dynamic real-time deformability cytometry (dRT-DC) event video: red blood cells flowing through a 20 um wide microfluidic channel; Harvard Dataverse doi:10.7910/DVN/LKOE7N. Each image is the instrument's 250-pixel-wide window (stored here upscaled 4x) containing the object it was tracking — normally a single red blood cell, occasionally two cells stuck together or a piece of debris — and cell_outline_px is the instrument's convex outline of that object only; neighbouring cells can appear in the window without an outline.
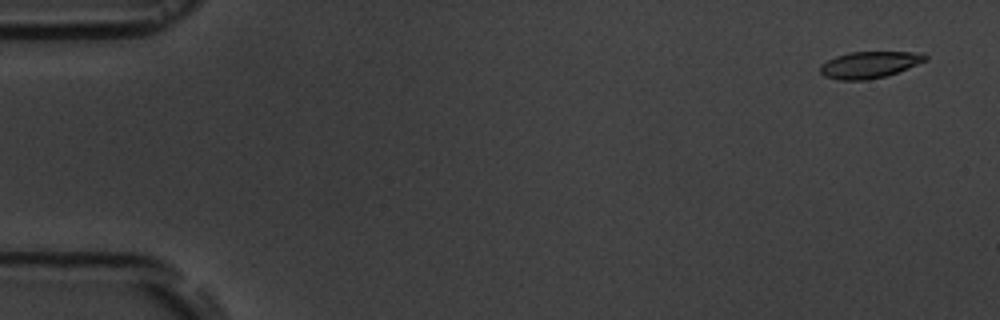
{"species": "common noctule bat (a hibernating species)", "species_latin": "Nyctalus noctula", "temperature_condition": "room temperature", "stored_images_in_passage": 5, "camera_frame_rate_fps": 3000, "um_per_image_px": 0.085, "animal": {"sex": "male", "body_mass_g": 19.5, "forearm_length_mm": 54.6}, "frame": {"image": 1, "passage_image": 1, "time_ms": 0.0, "image_size_px": [1000, 320], "cell_outline_px": [[928, 60], [896, 72], [884, 76], [864, 80], [840, 80], [824, 76], [820, 72], [820, 64], [836, 56], [848, 52], [924, 52], [928, 56]], "centroid_in_image_um": [73.9, 5.49], "position_along_channel_um": 11.1, "area_um2": 16.24}}
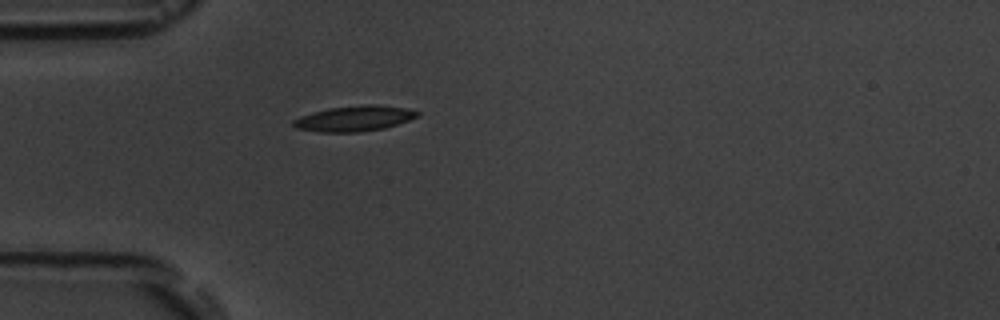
{"frame": {"image": 2, "passage_image": 5, "time_ms": 4.667, "image_size_px": [1000, 320], "cell_outline_px": [[420, 116], [384, 128], [360, 132], [320, 132], [296, 128], [292, 124], [292, 120], [300, 116], [312, 112], [328, 108], [364, 104], [376, 104], [408, 108], [420, 112]], "centroid_in_image_um": [30.12, 10.06], "position_along_channel_um": 54.9, "area_um2": 18.55}}